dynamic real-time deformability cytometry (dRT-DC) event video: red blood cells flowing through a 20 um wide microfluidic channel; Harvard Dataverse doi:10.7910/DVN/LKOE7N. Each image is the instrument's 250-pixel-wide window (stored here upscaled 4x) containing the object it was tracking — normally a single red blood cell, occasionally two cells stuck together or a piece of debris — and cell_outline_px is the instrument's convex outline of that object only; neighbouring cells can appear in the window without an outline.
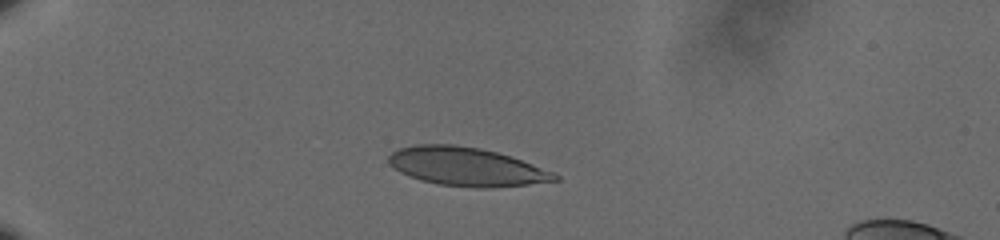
{"species": "human", "species_latin": "Homo sapiens", "temperature_condition": "cold", "stored_images_in_passage": 43, "camera_frame_rate_fps": 3000, "um_per_image_px": 0.085, "donor": {"sex": "male"}, "frame": {"image": 1, "passage_image": 1, "time_ms": 0.0, "image_size_px": [1000, 240], "cell_outline_px": [[560, 180], [528, 184], [484, 188], [480, 188], [440, 184], [420, 180], [400, 172], [388, 164], [388, 156], [392, 152], [400, 148], [416, 144], [456, 144], [480, 148], [512, 156], [556, 172], [560, 176]], "centroid_in_image_um": [39.67, 14.15], "position_along_channel_um": 45.3, "area_um2": 37.45}}
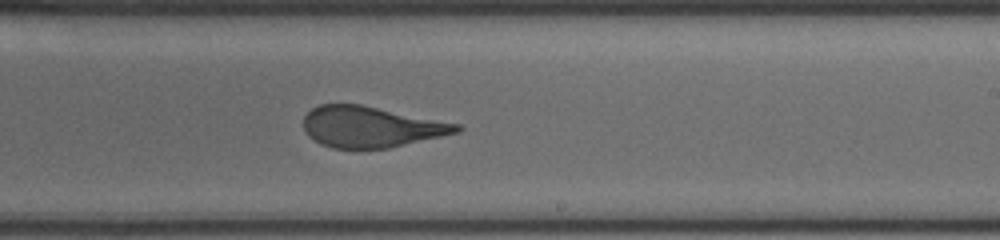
{"frame": {"image": 2, "passage_image": 23, "time_ms": 7.333, "image_size_px": [1000, 240], "cell_outline_px": [[464, 128], [460, 132], [388, 148], [332, 148], [320, 144], [304, 128], [304, 116], [312, 108], [320, 104], [360, 104], [460, 124]], "centroid_in_image_um": [31.56, 10.77], "position_along_channel_um": 257.4, "area_um2": 36.18}}
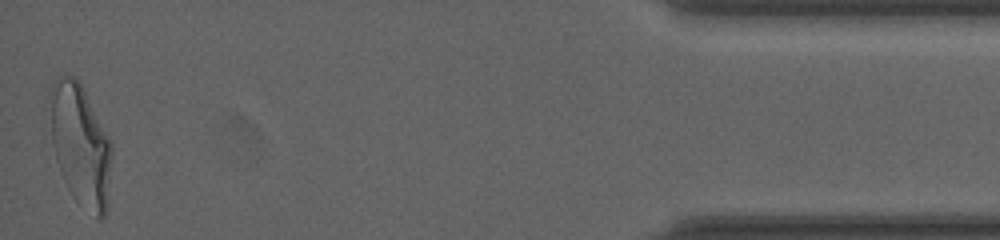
{"frame": {"image": 3, "passage_image": 43, "time_ms": 14.0, "image_size_px": [1000, 240], "cell_outline_px": [[112, 156], [108, 204], [104, 216], [100, 220], [76, 200], [72, 196], [60, 172], [56, 160], [52, 140], [52, 84], [60, 76], [72, 76], [84, 88], [112, 144]], "centroid_in_image_um": [6.89, 12.39], "position_along_channel_um": 428.3, "area_um2": 43.0}, "authors_computed_cell_mechanics": {"area_um2": 38.2058, "velocity_mm_per_s": 3.5857, "shape_relaxation_time_tau1_ms": 9.0503, "shape_relaxation_time_tau2_ms": 0.8852, "deformation_change_tau1": 0.2592, "deformation_change_tau2": 0.0802}}